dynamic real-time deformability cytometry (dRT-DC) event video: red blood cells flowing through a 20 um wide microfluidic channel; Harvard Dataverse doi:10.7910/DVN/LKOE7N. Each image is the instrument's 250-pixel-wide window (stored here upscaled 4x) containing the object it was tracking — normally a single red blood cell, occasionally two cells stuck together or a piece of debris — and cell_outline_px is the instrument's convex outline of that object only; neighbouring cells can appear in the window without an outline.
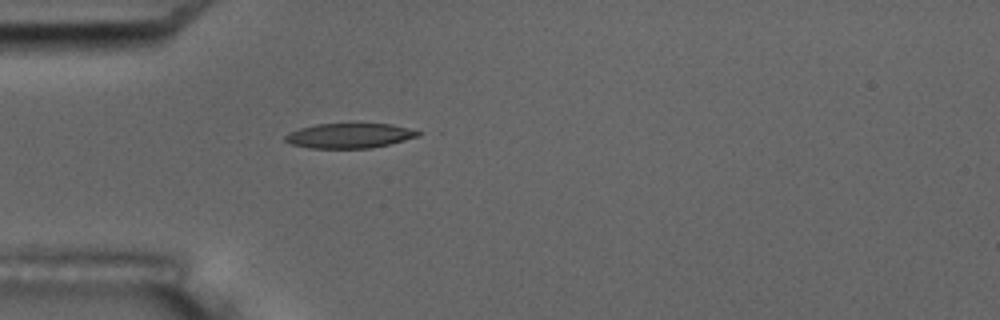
{"species": "common noctule bat (a hibernating species)", "species_latin": "Nyctalus noctula", "temperature_condition": "room temperature", "stored_images_in_passage": 5, "camera_frame_rate_fps": 3000, "um_per_image_px": 0.085, "animal": {"sex": "male", "body_mass_g": 17.5, "forearm_length_mm": 52.3}, "frame": {"image": 1, "passage_image": 5, "time_ms": 5.333, "image_size_px": [1000, 320], "cell_outline_px": [[424, 132], [420, 136], [372, 148], [308, 148], [292, 144], [284, 140], [284, 136], [288, 132], [300, 128], [316, 124], [392, 124]], "centroid_in_image_um": [29.7, 11.53], "position_along_channel_um": 55.3, "area_um2": 19.25}}